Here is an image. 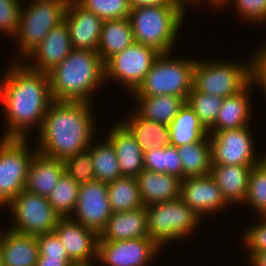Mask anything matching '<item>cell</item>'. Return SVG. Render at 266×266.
<instances>
[{"mask_svg": "<svg viewBox=\"0 0 266 266\" xmlns=\"http://www.w3.org/2000/svg\"><path fill=\"white\" fill-rule=\"evenodd\" d=\"M259 165L266 171V154L262 153L260 161H259Z\"/></svg>", "mask_w": 266, "mask_h": 266, "instance_id": "obj_48", "label": "cell"}, {"mask_svg": "<svg viewBox=\"0 0 266 266\" xmlns=\"http://www.w3.org/2000/svg\"><path fill=\"white\" fill-rule=\"evenodd\" d=\"M0 250L3 266H35L40 256L37 236L8 228L0 230Z\"/></svg>", "mask_w": 266, "mask_h": 266, "instance_id": "obj_21", "label": "cell"}, {"mask_svg": "<svg viewBox=\"0 0 266 266\" xmlns=\"http://www.w3.org/2000/svg\"><path fill=\"white\" fill-rule=\"evenodd\" d=\"M183 165V179L209 175L211 146L209 137L177 147Z\"/></svg>", "mask_w": 266, "mask_h": 266, "instance_id": "obj_30", "label": "cell"}, {"mask_svg": "<svg viewBox=\"0 0 266 266\" xmlns=\"http://www.w3.org/2000/svg\"><path fill=\"white\" fill-rule=\"evenodd\" d=\"M195 61L194 57H175L171 53H161L143 82L129 96L173 95L187 100L193 88Z\"/></svg>", "mask_w": 266, "mask_h": 266, "instance_id": "obj_5", "label": "cell"}, {"mask_svg": "<svg viewBox=\"0 0 266 266\" xmlns=\"http://www.w3.org/2000/svg\"><path fill=\"white\" fill-rule=\"evenodd\" d=\"M223 99L221 96L198 92L193 87L188 94L186 102L199 117L203 126L209 130L216 122Z\"/></svg>", "mask_w": 266, "mask_h": 266, "instance_id": "obj_35", "label": "cell"}, {"mask_svg": "<svg viewBox=\"0 0 266 266\" xmlns=\"http://www.w3.org/2000/svg\"><path fill=\"white\" fill-rule=\"evenodd\" d=\"M131 7L184 6L183 0H129Z\"/></svg>", "mask_w": 266, "mask_h": 266, "instance_id": "obj_44", "label": "cell"}, {"mask_svg": "<svg viewBox=\"0 0 266 266\" xmlns=\"http://www.w3.org/2000/svg\"><path fill=\"white\" fill-rule=\"evenodd\" d=\"M22 3L20 0H0V32L11 39L18 30Z\"/></svg>", "mask_w": 266, "mask_h": 266, "instance_id": "obj_41", "label": "cell"}, {"mask_svg": "<svg viewBox=\"0 0 266 266\" xmlns=\"http://www.w3.org/2000/svg\"><path fill=\"white\" fill-rule=\"evenodd\" d=\"M0 266H3L2 261H1V250H0Z\"/></svg>", "mask_w": 266, "mask_h": 266, "instance_id": "obj_49", "label": "cell"}, {"mask_svg": "<svg viewBox=\"0 0 266 266\" xmlns=\"http://www.w3.org/2000/svg\"><path fill=\"white\" fill-rule=\"evenodd\" d=\"M54 232L75 265H92L97 262L99 242L97 232L86 228L71 217H60Z\"/></svg>", "mask_w": 266, "mask_h": 266, "instance_id": "obj_15", "label": "cell"}, {"mask_svg": "<svg viewBox=\"0 0 266 266\" xmlns=\"http://www.w3.org/2000/svg\"><path fill=\"white\" fill-rule=\"evenodd\" d=\"M144 206L177 200L181 181L175 176L144 170L136 177Z\"/></svg>", "mask_w": 266, "mask_h": 266, "instance_id": "obj_24", "label": "cell"}, {"mask_svg": "<svg viewBox=\"0 0 266 266\" xmlns=\"http://www.w3.org/2000/svg\"><path fill=\"white\" fill-rule=\"evenodd\" d=\"M10 63L0 80V102L4 107V122H7L0 138L29 139L30 130L38 127V132L41 128L53 101L49 77L45 72L32 70L22 61Z\"/></svg>", "mask_w": 266, "mask_h": 266, "instance_id": "obj_1", "label": "cell"}, {"mask_svg": "<svg viewBox=\"0 0 266 266\" xmlns=\"http://www.w3.org/2000/svg\"><path fill=\"white\" fill-rule=\"evenodd\" d=\"M160 54L151 46L134 42L104 63L105 83L117 81L116 83L126 87L127 90L125 91H128L130 95L143 82Z\"/></svg>", "mask_w": 266, "mask_h": 266, "instance_id": "obj_11", "label": "cell"}, {"mask_svg": "<svg viewBox=\"0 0 266 266\" xmlns=\"http://www.w3.org/2000/svg\"><path fill=\"white\" fill-rule=\"evenodd\" d=\"M72 50L68 27L64 21L52 28L22 62L32 70L48 73L59 65Z\"/></svg>", "mask_w": 266, "mask_h": 266, "instance_id": "obj_17", "label": "cell"}, {"mask_svg": "<svg viewBox=\"0 0 266 266\" xmlns=\"http://www.w3.org/2000/svg\"><path fill=\"white\" fill-rule=\"evenodd\" d=\"M39 244V257H48L59 260H70L60 238L53 231L37 235Z\"/></svg>", "mask_w": 266, "mask_h": 266, "instance_id": "obj_42", "label": "cell"}, {"mask_svg": "<svg viewBox=\"0 0 266 266\" xmlns=\"http://www.w3.org/2000/svg\"><path fill=\"white\" fill-rule=\"evenodd\" d=\"M28 140L0 138V208L24 190L29 165L37 152L35 145L30 150Z\"/></svg>", "mask_w": 266, "mask_h": 266, "instance_id": "obj_9", "label": "cell"}, {"mask_svg": "<svg viewBox=\"0 0 266 266\" xmlns=\"http://www.w3.org/2000/svg\"><path fill=\"white\" fill-rule=\"evenodd\" d=\"M250 83L240 93L223 99L215 124L208 131L232 130L250 125L252 104Z\"/></svg>", "mask_w": 266, "mask_h": 266, "instance_id": "obj_25", "label": "cell"}, {"mask_svg": "<svg viewBox=\"0 0 266 266\" xmlns=\"http://www.w3.org/2000/svg\"><path fill=\"white\" fill-rule=\"evenodd\" d=\"M149 238L146 206L113 213L99 234V241Z\"/></svg>", "mask_w": 266, "mask_h": 266, "instance_id": "obj_20", "label": "cell"}, {"mask_svg": "<svg viewBox=\"0 0 266 266\" xmlns=\"http://www.w3.org/2000/svg\"><path fill=\"white\" fill-rule=\"evenodd\" d=\"M126 119L119 121L135 137L143 153L154 147H164L170 144L169 125L148 121L135 111Z\"/></svg>", "mask_w": 266, "mask_h": 266, "instance_id": "obj_28", "label": "cell"}, {"mask_svg": "<svg viewBox=\"0 0 266 266\" xmlns=\"http://www.w3.org/2000/svg\"><path fill=\"white\" fill-rule=\"evenodd\" d=\"M234 3V4H233ZM233 4L235 11L244 21L266 24V0H226L220 8Z\"/></svg>", "mask_w": 266, "mask_h": 266, "instance_id": "obj_39", "label": "cell"}, {"mask_svg": "<svg viewBox=\"0 0 266 266\" xmlns=\"http://www.w3.org/2000/svg\"><path fill=\"white\" fill-rule=\"evenodd\" d=\"M47 74L53 100L92 104L93 94L105 82V65L97 52L73 49Z\"/></svg>", "mask_w": 266, "mask_h": 266, "instance_id": "obj_3", "label": "cell"}, {"mask_svg": "<svg viewBox=\"0 0 266 266\" xmlns=\"http://www.w3.org/2000/svg\"><path fill=\"white\" fill-rule=\"evenodd\" d=\"M134 42L129 18L104 20L97 53L105 63L114 54L121 52Z\"/></svg>", "mask_w": 266, "mask_h": 266, "instance_id": "obj_27", "label": "cell"}, {"mask_svg": "<svg viewBox=\"0 0 266 266\" xmlns=\"http://www.w3.org/2000/svg\"><path fill=\"white\" fill-rule=\"evenodd\" d=\"M80 184L65 172L48 196V201L59 217H71L78 198Z\"/></svg>", "mask_w": 266, "mask_h": 266, "instance_id": "obj_34", "label": "cell"}, {"mask_svg": "<svg viewBox=\"0 0 266 266\" xmlns=\"http://www.w3.org/2000/svg\"><path fill=\"white\" fill-rule=\"evenodd\" d=\"M247 262L249 266H266V251L252 254Z\"/></svg>", "mask_w": 266, "mask_h": 266, "instance_id": "obj_47", "label": "cell"}, {"mask_svg": "<svg viewBox=\"0 0 266 266\" xmlns=\"http://www.w3.org/2000/svg\"><path fill=\"white\" fill-rule=\"evenodd\" d=\"M260 219V220H259ZM258 222H253L251 226L246 227L242 235L243 247L247 251L248 259L252 254L266 251V216H260Z\"/></svg>", "mask_w": 266, "mask_h": 266, "instance_id": "obj_40", "label": "cell"}, {"mask_svg": "<svg viewBox=\"0 0 266 266\" xmlns=\"http://www.w3.org/2000/svg\"><path fill=\"white\" fill-rule=\"evenodd\" d=\"M179 198L201 219L207 215L212 217L216 212L219 214L230 206L210 175L184 178Z\"/></svg>", "mask_w": 266, "mask_h": 266, "instance_id": "obj_16", "label": "cell"}, {"mask_svg": "<svg viewBox=\"0 0 266 266\" xmlns=\"http://www.w3.org/2000/svg\"><path fill=\"white\" fill-rule=\"evenodd\" d=\"M251 60V83L261 89L266 97V43L255 51ZM259 86V87H258Z\"/></svg>", "mask_w": 266, "mask_h": 266, "instance_id": "obj_43", "label": "cell"}, {"mask_svg": "<svg viewBox=\"0 0 266 266\" xmlns=\"http://www.w3.org/2000/svg\"><path fill=\"white\" fill-rule=\"evenodd\" d=\"M170 144L176 147L201 141L209 137V131L200 122L199 117L187 104L180 108L179 112L169 124Z\"/></svg>", "mask_w": 266, "mask_h": 266, "instance_id": "obj_29", "label": "cell"}, {"mask_svg": "<svg viewBox=\"0 0 266 266\" xmlns=\"http://www.w3.org/2000/svg\"><path fill=\"white\" fill-rule=\"evenodd\" d=\"M92 111L91 103L53 100L37 132V151L63 161L88 150L96 138Z\"/></svg>", "mask_w": 266, "mask_h": 266, "instance_id": "obj_2", "label": "cell"}, {"mask_svg": "<svg viewBox=\"0 0 266 266\" xmlns=\"http://www.w3.org/2000/svg\"><path fill=\"white\" fill-rule=\"evenodd\" d=\"M108 195L107 183L94 180L80 184L71 218L100 234L113 214Z\"/></svg>", "mask_w": 266, "mask_h": 266, "instance_id": "obj_14", "label": "cell"}, {"mask_svg": "<svg viewBox=\"0 0 266 266\" xmlns=\"http://www.w3.org/2000/svg\"><path fill=\"white\" fill-rule=\"evenodd\" d=\"M250 126L232 130L209 131L211 165L256 166L255 140Z\"/></svg>", "mask_w": 266, "mask_h": 266, "instance_id": "obj_12", "label": "cell"}, {"mask_svg": "<svg viewBox=\"0 0 266 266\" xmlns=\"http://www.w3.org/2000/svg\"><path fill=\"white\" fill-rule=\"evenodd\" d=\"M248 61L243 64L224 59H196L193 87L198 92L223 98L236 95L251 83V60Z\"/></svg>", "mask_w": 266, "mask_h": 266, "instance_id": "obj_7", "label": "cell"}, {"mask_svg": "<svg viewBox=\"0 0 266 266\" xmlns=\"http://www.w3.org/2000/svg\"><path fill=\"white\" fill-rule=\"evenodd\" d=\"M244 205L250 206L256 214L266 216V171L257 164L250 172Z\"/></svg>", "mask_w": 266, "mask_h": 266, "instance_id": "obj_36", "label": "cell"}, {"mask_svg": "<svg viewBox=\"0 0 266 266\" xmlns=\"http://www.w3.org/2000/svg\"><path fill=\"white\" fill-rule=\"evenodd\" d=\"M110 207L113 213L143 207L136 177L123 176L107 183Z\"/></svg>", "mask_w": 266, "mask_h": 266, "instance_id": "obj_32", "label": "cell"}, {"mask_svg": "<svg viewBox=\"0 0 266 266\" xmlns=\"http://www.w3.org/2000/svg\"><path fill=\"white\" fill-rule=\"evenodd\" d=\"M135 103V112L148 121L169 125L186 100L179 96H132Z\"/></svg>", "mask_w": 266, "mask_h": 266, "instance_id": "obj_26", "label": "cell"}, {"mask_svg": "<svg viewBox=\"0 0 266 266\" xmlns=\"http://www.w3.org/2000/svg\"><path fill=\"white\" fill-rule=\"evenodd\" d=\"M185 9V6L131 7L129 19L134 41L160 53H172L184 23Z\"/></svg>", "mask_w": 266, "mask_h": 266, "instance_id": "obj_4", "label": "cell"}, {"mask_svg": "<svg viewBox=\"0 0 266 266\" xmlns=\"http://www.w3.org/2000/svg\"><path fill=\"white\" fill-rule=\"evenodd\" d=\"M84 9L93 12L100 19L129 18V0H75Z\"/></svg>", "mask_w": 266, "mask_h": 266, "instance_id": "obj_37", "label": "cell"}, {"mask_svg": "<svg viewBox=\"0 0 266 266\" xmlns=\"http://www.w3.org/2000/svg\"><path fill=\"white\" fill-rule=\"evenodd\" d=\"M64 21L73 49L97 52L103 20L84 9L75 0H69Z\"/></svg>", "mask_w": 266, "mask_h": 266, "instance_id": "obj_18", "label": "cell"}, {"mask_svg": "<svg viewBox=\"0 0 266 266\" xmlns=\"http://www.w3.org/2000/svg\"><path fill=\"white\" fill-rule=\"evenodd\" d=\"M161 248L150 238L99 241L96 264L104 266H150ZM157 255V256H156Z\"/></svg>", "mask_w": 266, "mask_h": 266, "instance_id": "obj_13", "label": "cell"}, {"mask_svg": "<svg viewBox=\"0 0 266 266\" xmlns=\"http://www.w3.org/2000/svg\"><path fill=\"white\" fill-rule=\"evenodd\" d=\"M146 211L149 238L161 249L188 238L203 220L180 198L148 205Z\"/></svg>", "mask_w": 266, "mask_h": 266, "instance_id": "obj_8", "label": "cell"}, {"mask_svg": "<svg viewBox=\"0 0 266 266\" xmlns=\"http://www.w3.org/2000/svg\"><path fill=\"white\" fill-rule=\"evenodd\" d=\"M35 266H76L71 260H59L48 257H39Z\"/></svg>", "mask_w": 266, "mask_h": 266, "instance_id": "obj_45", "label": "cell"}, {"mask_svg": "<svg viewBox=\"0 0 266 266\" xmlns=\"http://www.w3.org/2000/svg\"><path fill=\"white\" fill-rule=\"evenodd\" d=\"M204 1H205V3L207 2L206 4H209V6H211L210 8H212V6H213V8L214 9L216 8L217 10H218V8L220 9L223 6V4L226 2V0H183L185 8H187L188 4L189 5L192 4V6L196 5V4L200 5V2L204 3Z\"/></svg>", "mask_w": 266, "mask_h": 266, "instance_id": "obj_46", "label": "cell"}, {"mask_svg": "<svg viewBox=\"0 0 266 266\" xmlns=\"http://www.w3.org/2000/svg\"><path fill=\"white\" fill-rule=\"evenodd\" d=\"M64 172L79 184L95 180L94 167L88 150L63 160Z\"/></svg>", "mask_w": 266, "mask_h": 266, "instance_id": "obj_38", "label": "cell"}, {"mask_svg": "<svg viewBox=\"0 0 266 266\" xmlns=\"http://www.w3.org/2000/svg\"><path fill=\"white\" fill-rule=\"evenodd\" d=\"M88 151L94 167L95 180L109 183L123 177L115 150L106 138L101 143L93 140Z\"/></svg>", "mask_w": 266, "mask_h": 266, "instance_id": "obj_31", "label": "cell"}, {"mask_svg": "<svg viewBox=\"0 0 266 266\" xmlns=\"http://www.w3.org/2000/svg\"><path fill=\"white\" fill-rule=\"evenodd\" d=\"M76 266H95V264L93 265H76Z\"/></svg>", "mask_w": 266, "mask_h": 266, "instance_id": "obj_50", "label": "cell"}, {"mask_svg": "<svg viewBox=\"0 0 266 266\" xmlns=\"http://www.w3.org/2000/svg\"><path fill=\"white\" fill-rule=\"evenodd\" d=\"M144 169L166 173L183 180V165L176 146L168 144L144 152Z\"/></svg>", "mask_w": 266, "mask_h": 266, "instance_id": "obj_33", "label": "cell"}, {"mask_svg": "<svg viewBox=\"0 0 266 266\" xmlns=\"http://www.w3.org/2000/svg\"><path fill=\"white\" fill-rule=\"evenodd\" d=\"M63 173L62 160L37 151L29 165L24 190L48 198Z\"/></svg>", "mask_w": 266, "mask_h": 266, "instance_id": "obj_22", "label": "cell"}, {"mask_svg": "<svg viewBox=\"0 0 266 266\" xmlns=\"http://www.w3.org/2000/svg\"><path fill=\"white\" fill-rule=\"evenodd\" d=\"M254 166L211 165L209 175L221 190L223 198L231 206L242 204L247 195L248 180Z\"/></svg>", "mask_w": 266, "mask_h": 266, "instance_id": "obj_23", "label": "cell"}, {"mask_svg": "<svg viewBox=\"0 0 266 266\" xmlns=\"http://www.w3.org/2000/svg\"><path fill=\"white\" fill-rule=\"evenodd\" d=\"M115 122L104 138L115 150L122 176L137 177L145 170L144 153L130 131L119 120Z\"/></svg>", "mask_w": 266, "mask_h": 266, "instance_id": "obj_19", "label": "cell"}, {"mask_svg": "<svg viewBox=\"0 0 266 266\" xmlns=\"http://www.w3.org/2000/svg\"><path fill=\"white\" fill-rule=\"evenodd\" d=\"M11 221L8 229L24 235H40L54 231L58 214L47 197L23 190L8 205Z\"/></svg>", "mask_w": 266, "mask_h": 266, "instance_id": "obj_10", "label": "cell"}, {"mask_svg": "<svg viewBox=\"0 0 266 266\" xmlns=\"http://www.w3.org/2000/svg\"><path fill=\"white\" fill-rule=\"evenodd\" d=\"M68 2L69 0H38L22 6L18 30L14 37L20 55L12 61H23L52 28L64 22Z\"/></svg>", "mask_w": 266, "mask_h": 266, "instance_id": "obj_6", "label": "cell"}]
</instances>
